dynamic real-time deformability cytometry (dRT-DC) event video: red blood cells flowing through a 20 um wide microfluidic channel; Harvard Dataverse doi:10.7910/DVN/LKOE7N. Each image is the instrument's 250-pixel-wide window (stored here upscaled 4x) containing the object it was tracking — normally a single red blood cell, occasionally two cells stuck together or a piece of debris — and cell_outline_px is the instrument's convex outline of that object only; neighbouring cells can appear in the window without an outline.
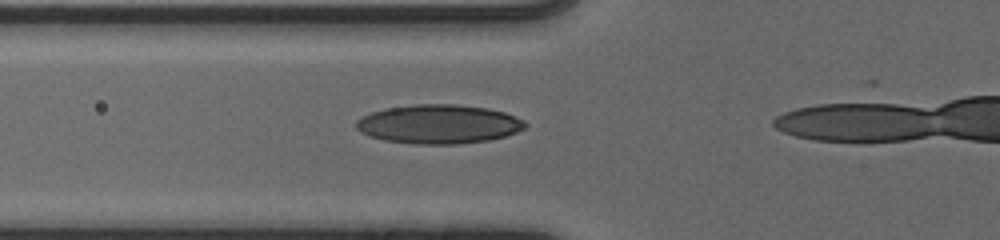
{"species": "human", "species_latin": "Homo sapiens", "temperature_condition": "cold", "stored_images_in_passage": 22, "camera_frame_rate_fps": 3000, "um_per_image_px": 0.085, "donor": {"sex": "male"}, "frame": {"image": 1, "passage_image": 14, "time_ms": 4.333, "image_size_px": [1000, 240], "cell_outline_px": [[528, 124], [524, 128], [516, 132], [504, 136], [488, 140], [456, 144], [416, 144], [384, 140], [368, 136], [360, 132], [356, 128], [356, 120], [372, 112], [384, 108], [416, 104], [456, 104], [488, 108], [504, 112], [524, 120]], "centroid_in_image_um": [37.28, 10.55], "position_along_channel_um": 88.5, "area_um2": 38.44}}
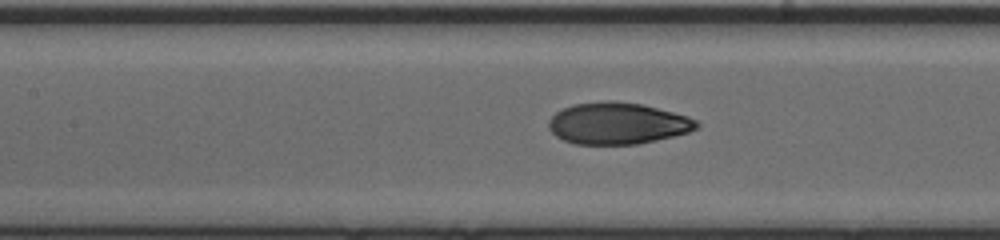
{"frame": {"image": 2, "passage_image": 19, "time_ms": 6.0, "image_size_px": [1000, 240], "cell_outline_px": [[700, 124], [696, 128], [688, 132], [656, 140], [636, 144], [576, 144], [564, 140], [556, 136], [548, 128], [548, 120], [556, 112], [572, 104], [604, 100], [612, 100], [644, 104], [688, 116], [696, 120]], "centroid_in_image_um": [52.47, 10.47], "position_along_channel_um": 154.9, "area_um2": 36.01}}